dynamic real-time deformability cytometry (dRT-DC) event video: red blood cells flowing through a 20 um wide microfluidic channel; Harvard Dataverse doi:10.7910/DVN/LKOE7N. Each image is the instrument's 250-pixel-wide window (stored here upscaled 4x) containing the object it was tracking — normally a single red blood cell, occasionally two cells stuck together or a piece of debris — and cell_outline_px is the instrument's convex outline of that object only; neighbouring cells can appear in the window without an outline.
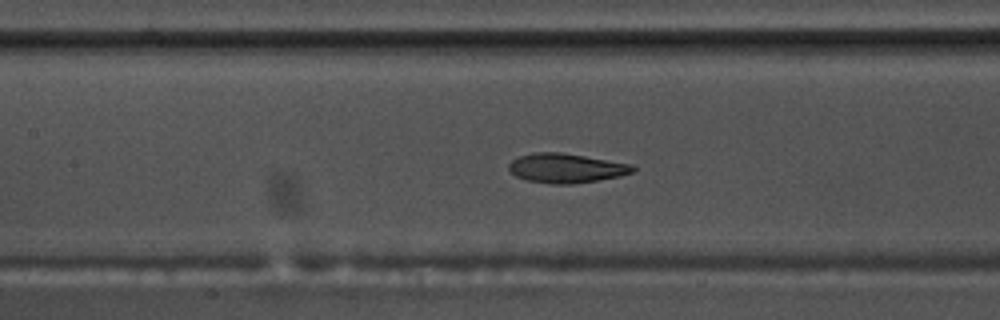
{"species": "common noctule bat (a hibernating species)", "species_latin": "Nyctalus noctula", "temperature_condition": "warm", "stored_images_in_passage": 46, "camera_frame_rate_fps": 3000, "um_per_image_px": 0.085, "animal": {"sex": "male", "body_mass_g": 17.5, "forearm_length_mm": 52.3}, "frame": {"image": 1, "passage_image": 16, "time_ms": 5.0, "image_size_px": [1000, 320], "cell_outline_px": [[636, 168], [632, 172], [620, 176], [572, 184], [552, 184], [528, 180], [516, 176], [508, 168], [508, 164], [512, 160], [520, 156], [532, 152], [560, 152], [632, 164]], "centroid_in_image_um": [48.1, 14.28], "position_along_channel_um": 159.3, "area_um2": 21.04}}
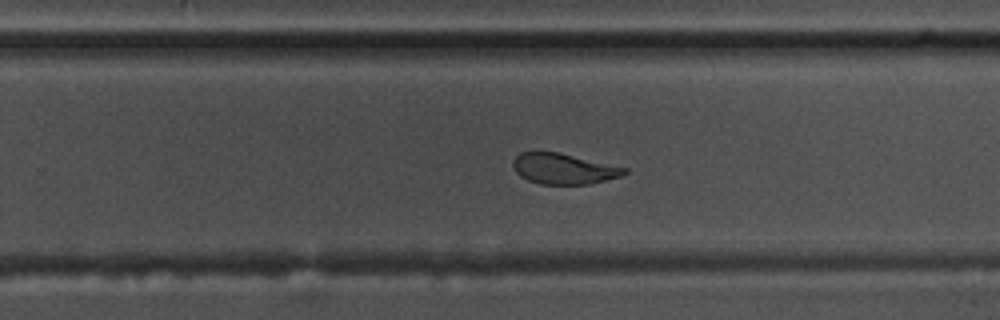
{"frame": {"image": 2, "passage_image": 26, "time_ms": 8.333, "image_size_px": [1000, 320], "cell_outline_px": [[628, 172], [620, 176], [588, 184], [540, 184], [528, 180], [520, 176], [516, 172], [512, 164], [512, 160], [520, 152], [556, 152], [628, 168]], "centroid_in_image_um": [47.88, 14.35], "position_along_channel_um": 281.9, "area_um2": 19.65}}
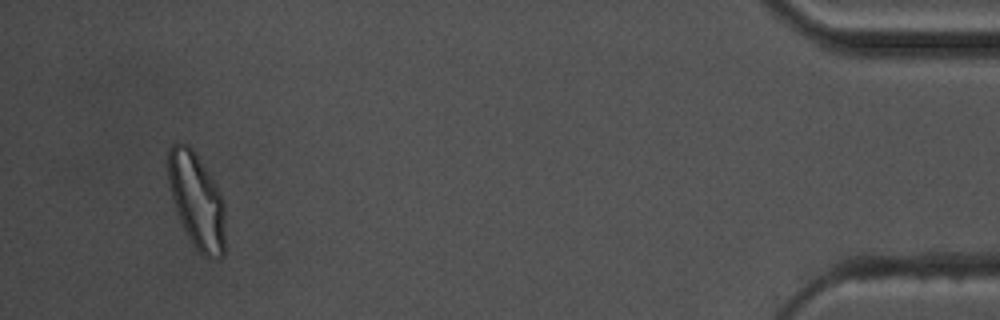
{"frame": {"image": 3, "passage_image": 43, "time_ms": 14.0, "image_size_px": [1000, 320], "cell_outline_px": [[224, 256], [220, 260], [208, 260], [192, 244], [180, 220], [172, 196], [168, 180], [168, 148], [176, 140], [188, 144], [192, 148], [220, 192], [224, 200]], "centroid_in_image_um": [16.72, 17.07], "position_along_channel_um": 418.5, "area_um2": 31.79}, "authors_computed_cell_mechanics": {"area_um2": 21.2704, "velocity_mm_per_s": 3.6966, "shape_relaxation_time_tau1_ms": 3.3527, "shape_relaxation_time_tau2_ms": 1.719, "deformation_change_tau1": 0.1622, "deformation_change_tau2": 0.086}}